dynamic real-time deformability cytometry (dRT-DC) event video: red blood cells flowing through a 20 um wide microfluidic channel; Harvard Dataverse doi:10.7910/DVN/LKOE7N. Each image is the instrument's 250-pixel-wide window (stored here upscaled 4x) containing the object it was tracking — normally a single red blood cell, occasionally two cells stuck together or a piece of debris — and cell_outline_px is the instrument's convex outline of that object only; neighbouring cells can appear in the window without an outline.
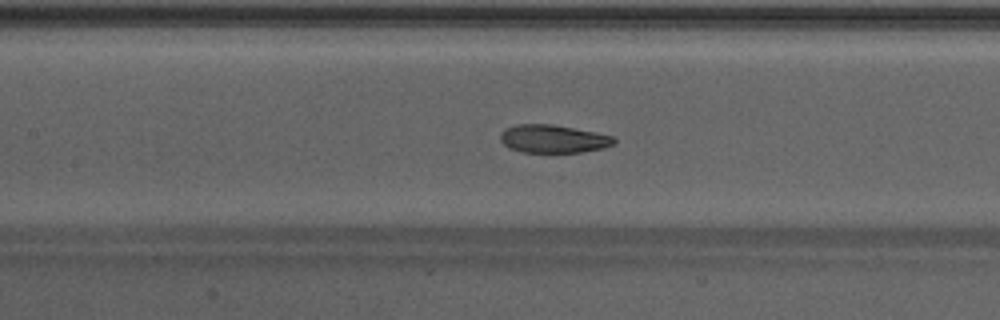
{"species": "Egyptian fruit bat (a non-hibernating species)", "species_latin": "Rousettus aegyptiacus", "temperature_condition": "warm", "stored_images_in_passage": 43, "camera_frame_rate_fps": 3000, "um_per_image_px": 0.085, "animal": {"sex": "male"}, "frame": {"image": 1, "passage_image": 21, "time_ms": 6.667, "image_size_px": [1000, 320], "cell_outline_px": [[616, 140], [612, 144], [604, 148], [580, 152], [524, 152], [508, 148], [500, 140], [500, 132], [504, 128], [516, 124], [552, 124], [596, 132], [612, 136]], "centroid_in_image_um": [46.98, 11.79], "position_along_channel_um": 160.4, "area_um2": 18.61}}
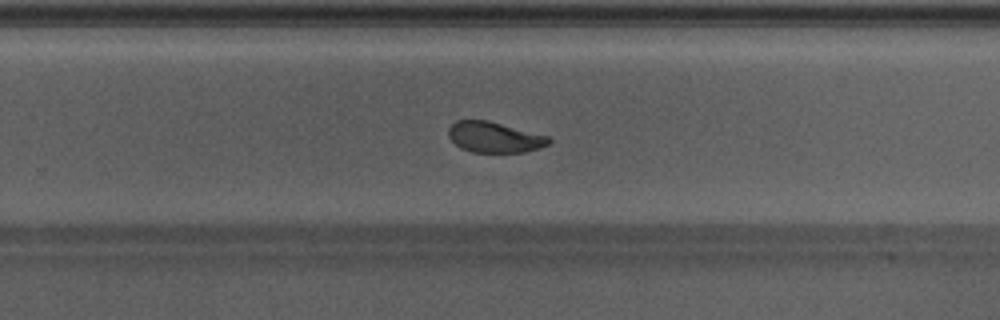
{"frame": {"image": 2, "passage_image": 30, "time_ms": 9.667, "image_size_px": [1000, 320], "cell_outline_px": [[552, 140], [548, 144], [524, 152], [472, 152], [460, 148], [448, 136], [448, 128], [456, 120], [488, 120], [548, 136]], "centroid_in_image_um": [41.99, 11.65], "position_along_channel_um": 287.8, "area_um2": 17.8}}
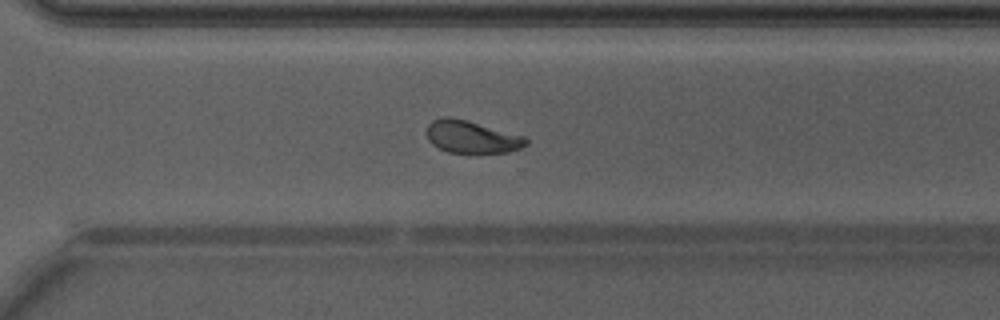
{"frame": {"image": 3, "passage_image": 33, "time_ms": 10.667, "image_size_px": [1000, 320], "cell_outline_px": [[528, 144], [520, 148], [508, 152], [476, 156], [448, 152], [432, 144], [428, 140], [428, 124], [432, 120], [444, 116], [448, 116], [468, 120], [524, 136], [528, 140]], "centroid_in_image_um": [40.11, 11.68], "position_along_channel_um": 330.5, "area_um2": 19.48}, "authors_computed_cell_mechanics": {"area_um2": 19.652, "velocity_mm_per_s": 4.2668, "shape_relaxation_time_tau1_ms": 5.0543, "shape_relaxation_time_tau2_ms": 1.1853, "deformation_change_tau1": 0.1489, "deformation_change_tau2": 0.0687}}